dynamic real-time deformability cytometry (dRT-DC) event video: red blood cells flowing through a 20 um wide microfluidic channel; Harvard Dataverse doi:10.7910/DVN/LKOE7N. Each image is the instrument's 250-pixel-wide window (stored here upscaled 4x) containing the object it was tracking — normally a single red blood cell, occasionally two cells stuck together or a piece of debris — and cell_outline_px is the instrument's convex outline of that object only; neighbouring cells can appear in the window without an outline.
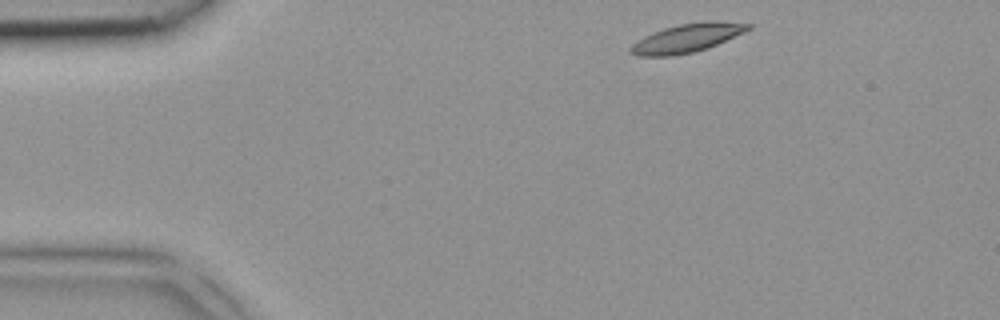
{"species": "common noctule bat (a hibernating species)", "species_latin": "Nyctalus noctula", "temperature_condition": "room temperature", "stored_images_in_passage": 3, "camera_frame_rate_fps": 3000, "um_per_image_px": 0.085, "animal": {"sex": "female", "body_mass_g": 18.4}, "frame": {"image": 1, "passage_image": 1, "time_ms": 0.0, "image_size_px": [1000, 320], "cell_outline_px": [[752, 28], [744, 32], [708, 48], [692, 52], [672, 56], [640, 56], [628, 52], [628, 48], [632, 44], [644, 36], [652, 32], [664, 28], [680, 24], [708, 20], [752, 24]], "centroid_in_image_um": [58.37, 3.23], "position_along_channel_um": 26.6, "area_um2": 19.54}}
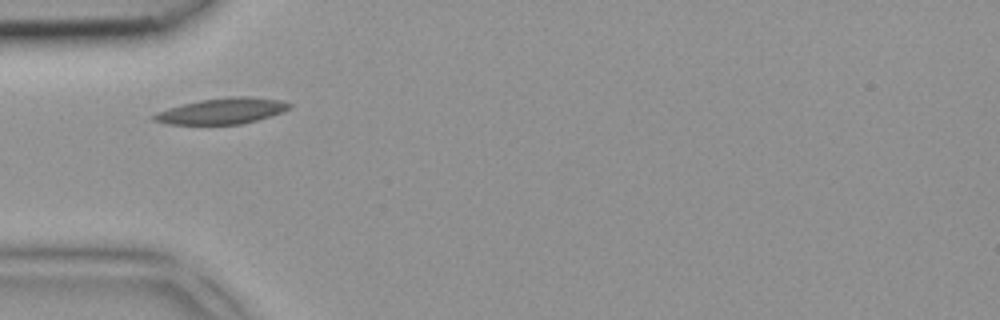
{"frame": {"image": 2, "passage_image": 3, "time_ms": 0.667, "image_size_px": [1000, 320], "cell_outline_px": [[292, 104], [288, 108], [280, 112], [256, 120], [240, 124], [168, 124], [152, 120], [152, 116], [156, 112], [168, 108], [200, 100], [232, 96], [248, 96], [280, 100]], "centroid_in_image_um": [18.83, 9.43], "position_along_channel_um": 66.2, "area_um2": 20.11}}